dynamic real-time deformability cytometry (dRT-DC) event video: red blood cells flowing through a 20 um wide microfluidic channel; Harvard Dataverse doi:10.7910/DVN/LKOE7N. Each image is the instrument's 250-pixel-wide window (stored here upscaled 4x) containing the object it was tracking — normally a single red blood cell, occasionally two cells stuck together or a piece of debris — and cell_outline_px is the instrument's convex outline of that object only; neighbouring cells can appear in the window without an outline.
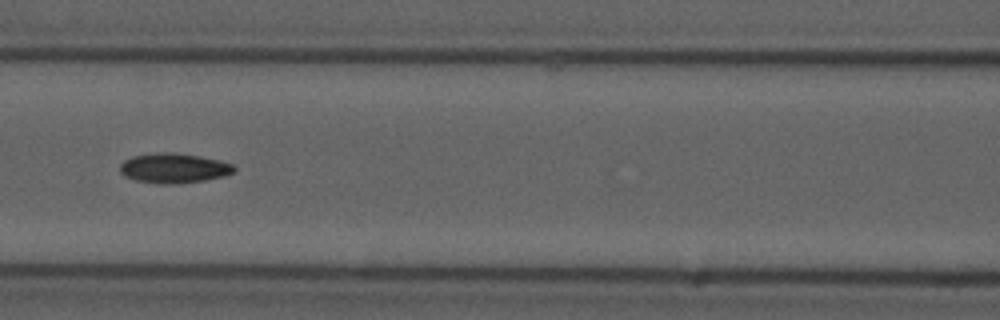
{"species": "common noctule bat (a hibernating species)", "species_latin": "Nyctalus noctula", "temperature_condition": "cold", "stored_images_in_passage": 38, "camera_frame_rate_fps": 3000, "um_per_image_px": 0.085, "animal": {"sex": "male", "forearm_length_mm": 52.5}, "frame": {"image": 1, "passage_image": 12, "time_ms": 3.667, "image_size_px": [1000, 320], "cell_outline_px": [[236, 172], [224, 176], [204, 180], [172, 184], [160, 184], [136, 180], [124, 176], [120, 172], [120, 164], [124, 160], [132, 156], [156, 152], [172, 152], [200, 156], [220, 160], [232, 164], [236, 168]], "centroid_in_image_um": [14.78, 14.28], "position_along_channel_um": 151.8, "area_um2": 19.94}}